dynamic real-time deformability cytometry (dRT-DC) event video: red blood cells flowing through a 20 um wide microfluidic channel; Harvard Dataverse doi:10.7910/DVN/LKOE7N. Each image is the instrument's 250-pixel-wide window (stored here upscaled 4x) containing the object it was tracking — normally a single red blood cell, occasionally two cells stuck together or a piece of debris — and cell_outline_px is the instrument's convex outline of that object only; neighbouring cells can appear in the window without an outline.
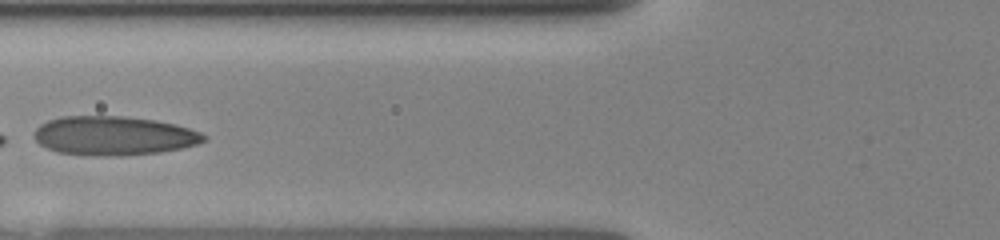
{"species": "human", "species_latin": "Homo sapiens", "temperature_condition": "room temperature", "stored_images_in_passage": 18, "camera_frame_rate_fps": 3000, "um_per_image_px": 0.085, "donor": {"sex": "female"}, "frame": {"image": 1, "passage_image": 8, "time_ms": 3.667, "image_size_px": [1000, 240], "cell_outline_px": [[208, 140], [184, 148], [160, 152], [120, 156], [100, 156], [56, 152], [40, 144], [32, 136], [36, 128], [40, 124], [48, 120], [60, 116], [124, 116], [156, 120], [176, 124], [200, 132], [208, 136]], "centroid_in_image_um": [9.68, 11.53], "position_along_channel_um": 116.1, "area_um2": 38.96}}
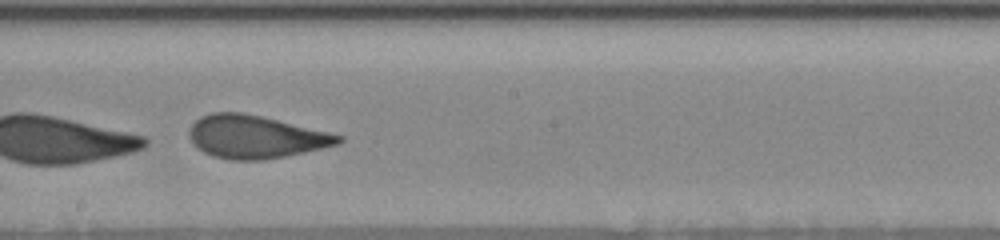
{"frame": {"image": 2, "passage_image": 13, "time_ms": 6.333, "image_size_px": [1000, 240], "cell_outline_px": [[344, 140], [340, 144], [304, 152], [264, 160], [228, 160], [212, 156], [204, 152], [192, 144], [188, 136], [188, 132], [192, 124], [200, 116], [212, 112], [244, 112], [328, 132], [344, 136]], "centroid_in_image_um": [21.68, 11.63], "position_along_channel_um": 226.5, "area_um2": 37.4}}
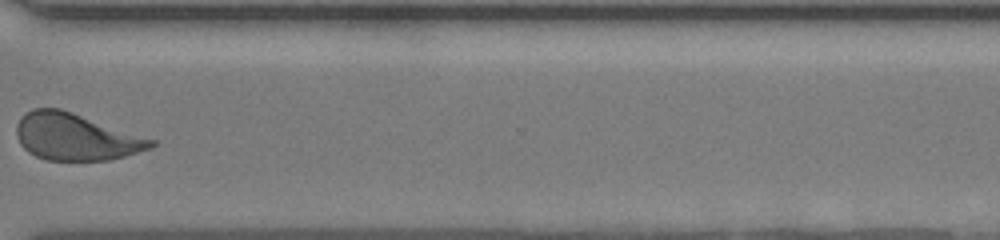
{"frame": {"image": 3, "passage_image": 16, "time_ms": 9.667, "image_size_px": [1000, 240], "cell_outline_px": [[156, 144], [152, 148], [124, 156], [108, 160], [48, 160], [36, 156], [28, 152], [20, 144], [16, 136], [16, 124], [20, 116], [32, 108], [60, 108], [156, 140]], "centroid_in_image_um": [6.41, 11.62], "position_along_channel_um": 364.2, "area_um2": 36.76}}